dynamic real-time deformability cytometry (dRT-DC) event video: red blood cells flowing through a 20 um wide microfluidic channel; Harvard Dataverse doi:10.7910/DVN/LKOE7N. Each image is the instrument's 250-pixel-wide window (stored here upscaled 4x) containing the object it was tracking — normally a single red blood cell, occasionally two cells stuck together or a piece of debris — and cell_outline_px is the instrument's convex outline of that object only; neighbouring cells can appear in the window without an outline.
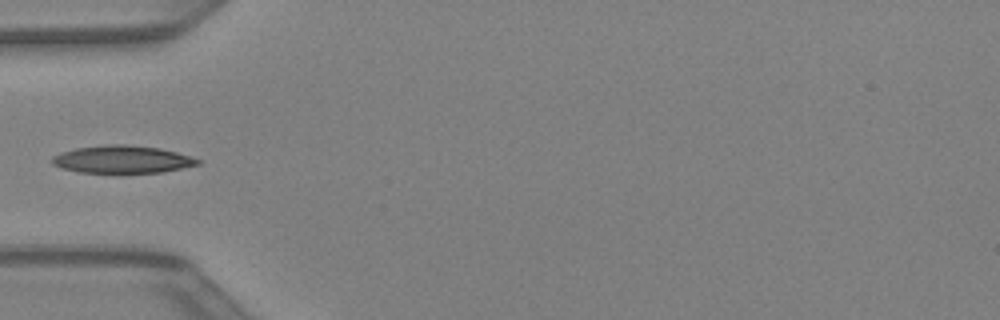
{"species": "Egyptian fruit bat (a non-hibernating species)", "species_latin": "Rousettus aegyptiacus", "temperature_condition": "warm", "stored_images_in_passage": 5, "camera_frame_rate_fps": 3000, "um_per_image_px": 0.085, "animal": {"sex": "female"}, "frame": {"image": 1, "passage_image": 1, "time_ms": 0.0, "image_size_px": [1000, 320], "cell_outline_px": [[200, 164], [160, 172], [120, 176], [80, 172], [64, 168], [52, 164], [52, 156], [60, 152], [76, 148], [104, 144], [128, 144], [160, 148], [176, 152], [200, 160]], "centroid_in_image_um": [10.35, 13.58], "position_along_channel_um": 74.6, "area_um2": 24.28}}
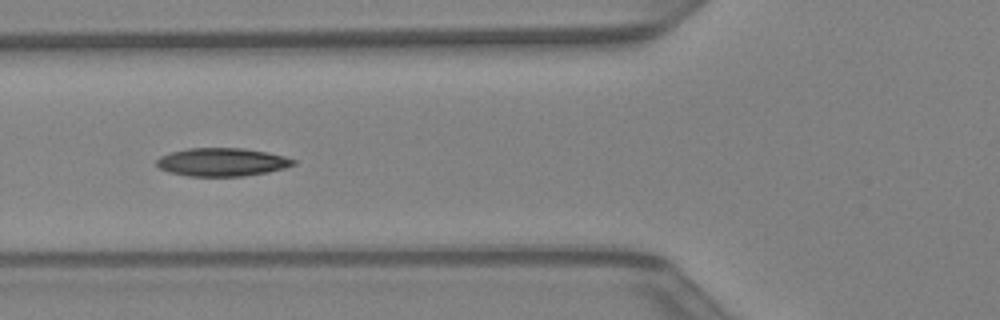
{"frame": {"image": 2, "passage_image": 3, "time_ms": 0.667, "image_size_px": [1000, 320], "cell_outline_px": [[296, 164], [284, 168], [268, 172], [244, 176], [188, 176], [168, 172], [160, 168], [156, 164], [156, 160], [160, 156], [172, 152], [188, 148], [244, 148], [268, 152], [284, 156], [296, 160]], "centroid_in_image_um": [18.88, 13.77], "position_along_channel_um": 106.9, "area_um2": 22.54}}